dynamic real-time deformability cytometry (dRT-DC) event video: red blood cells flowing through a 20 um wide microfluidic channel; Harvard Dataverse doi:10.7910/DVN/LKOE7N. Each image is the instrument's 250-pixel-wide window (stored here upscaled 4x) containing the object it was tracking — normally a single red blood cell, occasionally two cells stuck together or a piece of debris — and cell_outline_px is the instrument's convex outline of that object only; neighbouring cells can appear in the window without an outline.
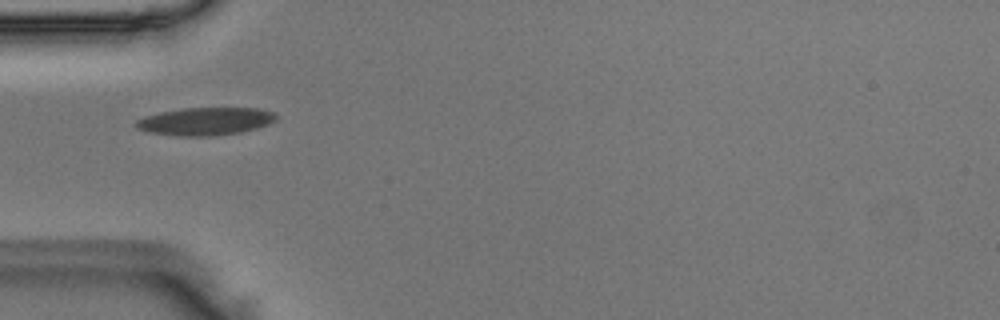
{"species": "Egyptian fruit bat (a non-hibernating species)", "species_latin": "Rousettus aegyptiacus", "temperature_condition": "room temperature", "stored_images_in_passage": 38, "camera_frame_rate_fps": 3000, "um_per_image_px": 0.085, "animal": {"sex": "male"}, "frame": {"image": 1, "passage_image": 3, "time_ms": 0.667, "image_size_px": [1000, 320], "cell_outline_px": [[276, 120], [268, 124], [256, 128], [240, 132], [212, 136], [176, 136], [148, 132], [136, 128], [136, 120], [144, 116], [160, 112], [184, 108], [260, 108], [276, 112]], "centroid_in_image_um": [17.46, 10.31], "position_along_channel_um": 67.5, "area_um2": 22.77}}
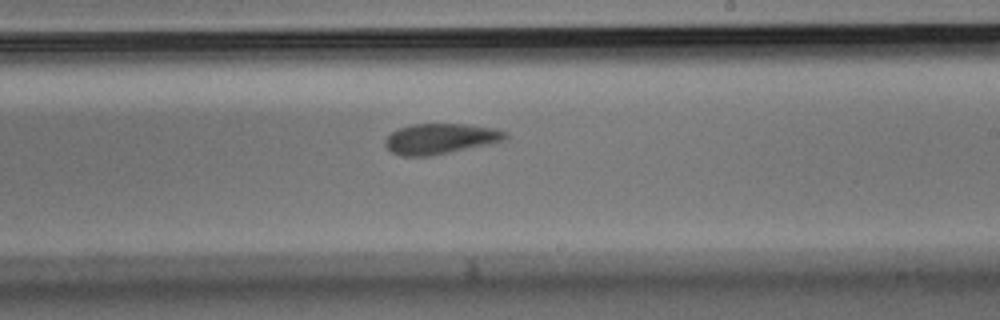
{"frame": {"image": 2, "passage_image": 17, "time_ms": 5.333, "image_size_px": [1000, 320], "cell_outline_px": [[508, 140], [428, 156], [404, 156], [392, 152], [384, 144], [384, 140], [392, 132], [400, 128], [412, 124], [468, 124], [496, 128], [508, 132]], "centroid_in_image_um": [37.48, 11.78], "position_along_channel_um": 251.5, "area_um2": 21.27}}
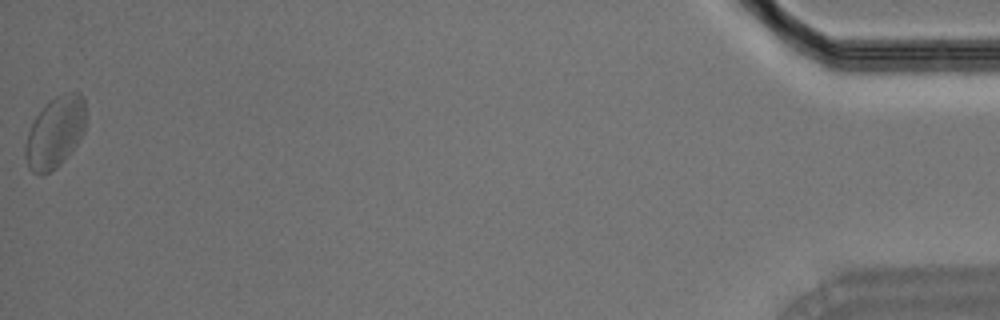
{"frame": {"image": 3, "passage_image": 38, "time_ms": 12.333, "image_size_px": [1000, 320], "cell_outline_px": [[84, 132], [76, 144], [60, 164], [56, 168], [40, 176], [32, 172], [28, 168], [24, 156], [24, 144], [32, 120], [56, 96], [64, 92], [80, 92], [84, 96]], "centroid_in_image_um": [4.65, 11.27], "position_along_channel_um": 430.6, "area_um2": 24.97}}